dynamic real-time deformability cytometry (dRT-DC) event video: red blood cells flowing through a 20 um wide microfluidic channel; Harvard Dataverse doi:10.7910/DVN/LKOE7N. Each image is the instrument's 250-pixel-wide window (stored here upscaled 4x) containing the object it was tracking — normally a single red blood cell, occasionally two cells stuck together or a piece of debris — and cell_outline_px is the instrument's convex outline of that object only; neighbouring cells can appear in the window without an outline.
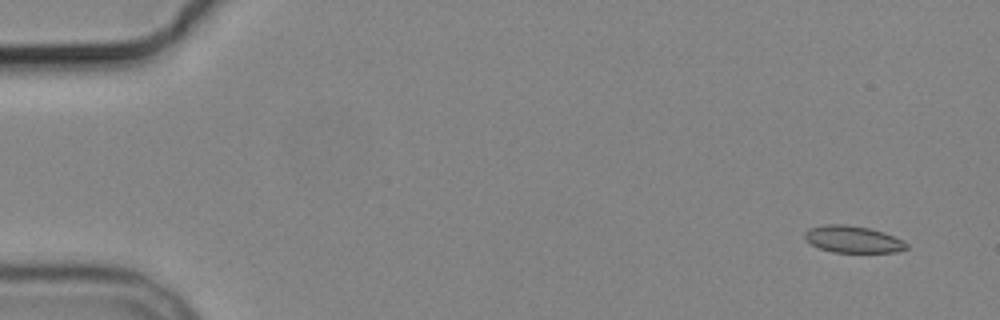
{"species": "common noctule bat (a hibernating species)", "species_latin": "Nyctalus noctula", "temperature_condition": "cold", "stored_images_in_passage": 5, "camera_frame_rate_fps": 3000, "um_per_image_px": 0.085, "animal": {"sex": "male", "body_mass_g": 19.2, "forearm_length_mm": 51.8}, "frame": {"image": 1, "passage_image": 1, "time_ms": 0.0, "image_size_px": [1000, 320], "cell_outline_px": [[908, 248], [896, 252], [832, 252], [820, 248], [812, 244], [804, 236], [804, 232], [808, 228], [824, 224], [844, 224], [868, 228], [884, 232], [904, 240], [908, 244]], "centroid_in_image_um": [72.51, 20.33], "position_along_channel_um": 12.5, "area_um2": 15.95}}